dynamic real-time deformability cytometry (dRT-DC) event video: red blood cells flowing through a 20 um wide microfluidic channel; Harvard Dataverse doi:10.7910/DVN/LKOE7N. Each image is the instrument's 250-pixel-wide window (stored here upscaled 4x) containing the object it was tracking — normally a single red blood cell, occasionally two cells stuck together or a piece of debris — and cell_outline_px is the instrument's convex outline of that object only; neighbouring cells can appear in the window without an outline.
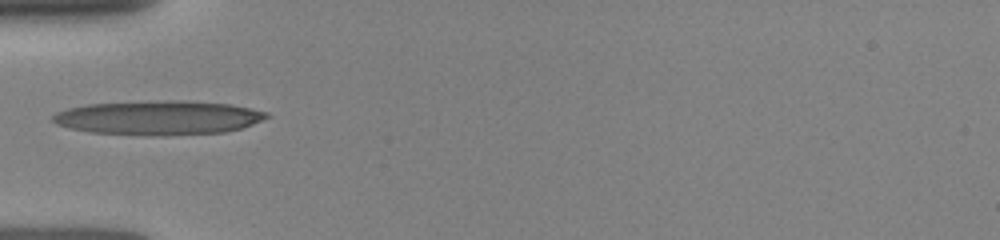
{"species": "human", "species_latin": "Homo sapiens", "temperature_condition": "room temperature", "stored_images_in_passage": 14, "camera_frame_rate_fps": 3000, "um_per_image_px": 0.085, "donor": {"sex": "female"}, "frame": {"image": 1, "passage_image": 1, "time_ms": 0.0, "image_size_px": [1000, 240], "cell_outline_px": [[268, 116], [252, 124], [240, 128], [224, 132], [92, 132], [72, 128], [56, 124], [52, 120], [52, 116], [56, 112], [68, 108], [88, 104], [168, 100], [184, 100], [232, 104], [268, 112]], "centroid_in_image_um": [13.47, 9.93], "position_along_channel_um": 71.5, "area_um2": 40.46}}
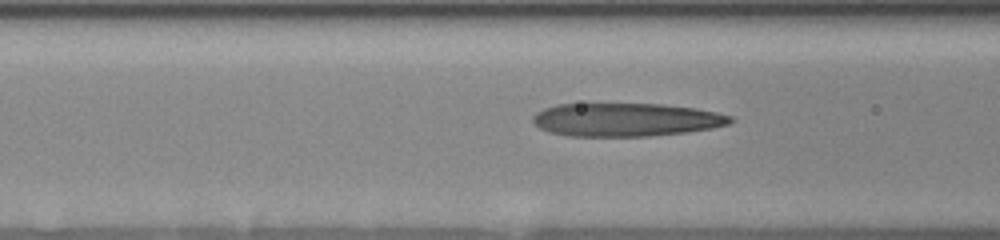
{"frame": {"image": 2, "passage_image": 6, "time_ms": 1.0, "image_size_px": [1000, 240], "cell_outline_px": [[736, 120], [728, 124], [712, 128], [684, 132], [648, 136], [568, 136], [548, 132], [540, 128], [532, 120], [532, 116], [536, 112], [544, 108], [556, 104], [664, 104], [696, 108], [716, 112], [732, 116]], "centroid_in_image_um": [53.2, 10.17], "position_along_channel_um": 113.4, "area_um2": 38.44}}
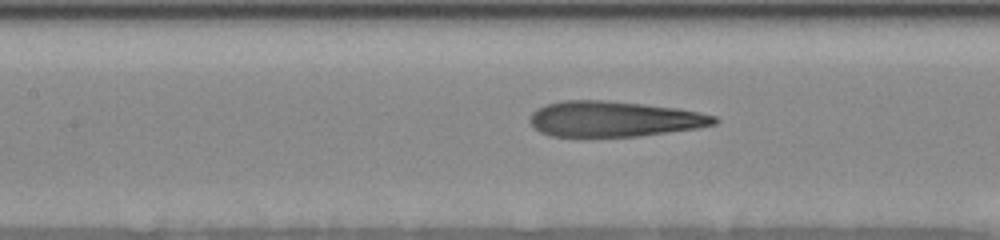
{"frame": {"image": 3, "passage_image": 12, "time_ms": 2.0, "image_size_px": [1000, 240], "cell_outline_px": [[720, 120], [716, 124], [696, 128], [668, 132], [636, 136], [552, 136], [540, 132], [532, 128], [528, 120], [532, 112], [536, 108], [544, 104], [564, 100], [600, 100], [644, 104], [676, 108], [716, 116]], "centroid_in_image_um": [52.13, 10.11], "position_along_channel_um": 155.3, "area_um2": 38.15}}